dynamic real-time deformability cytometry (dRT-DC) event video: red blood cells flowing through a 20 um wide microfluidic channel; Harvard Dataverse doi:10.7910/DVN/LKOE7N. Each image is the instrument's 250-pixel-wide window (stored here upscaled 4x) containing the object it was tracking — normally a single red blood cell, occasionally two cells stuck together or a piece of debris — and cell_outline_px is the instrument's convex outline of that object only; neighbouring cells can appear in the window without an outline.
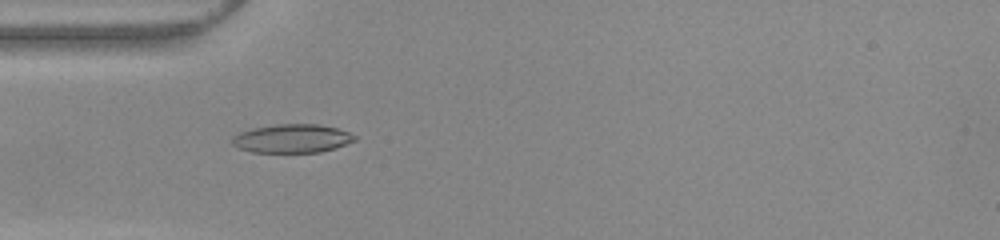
{"species": "common noctule bat (a hibernating species)", "species_latin": "Nyctalus noctula", "temperature_condition": "warm", "stored_images_in_passage": 41, "camera_frame_rate_fps": 3000, "um_per_image_px": 0.085, "animal": {"sex": "female", "body_mass_g": 22.0, "forearm_length_mm": 56.7}, "frame": {"image": 1, "passage_image": 7, "time_ms": 2.0, "image_size_px": [1000, 240], "cell_outline_px": [[356, 140], [336, 148], [320, 152], [252, 152], [240, 148], [232, 144], [232, 136], [240, 132], [252, 128], [276, 124], [320, 124], [336, 128], [348, 132], [356, 136]], "centroid_in_image_um": [24.83, 11.77], "position_along_channel_um": 60.2, "area_um2": 20.4}}
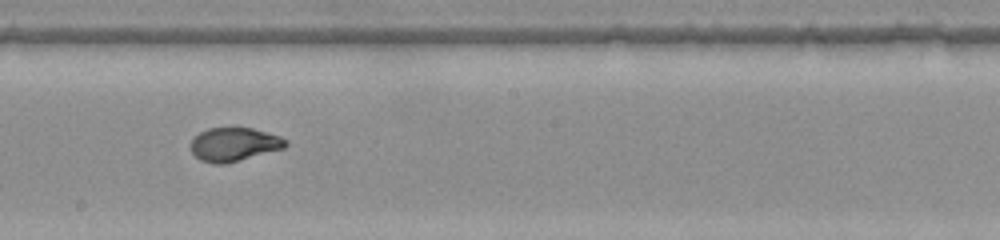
{"frame": {"image": 2, "passage_image": 20, "time_ms": 6.333, "image_size_px": [1000, 240], "cell_outline_px": [[288, 144], [284, 148], [224, 164], [212, 164], [200, 160], [192, 152], [192, 140], [200, 132], [208, 128], [252, 128], [280, 136], [288, 140]], "centroid_in_image_um": [19.91, 12.27], "position_along_channel_um": 228.3, "area_um2": 18.38}}
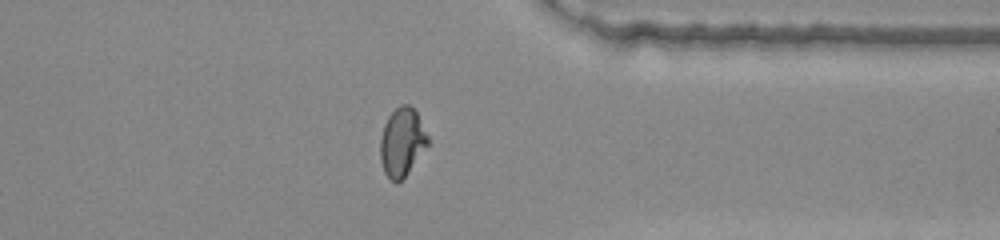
{"frame": {"image": 3, "passage_image": 32, "time_ms": 10.333, "image_size_px": [1000, 240], "cell_outline_px": [[428, 144], [404, 176], [396, 184], [384, 172], [380, 160], [380, 140], [384, 124], [388, 116], [400, 104], [408, 104], [416, 112], [428, 136]], "centroid_in_image_um": [34.14, 12.06], "position_along_channel_um": 377.3, "area_um2": 18.55}, "authors_computed_cell_mechanics": {"area_um2": 19.074, "velocity_mm_per_s": 3.9136, "shape_relaxation_time_tau1_ms": 7.1137, "shape_relaxation_time_tau2_ms": null, "deformation_change_tau1": 0.2625, "deformation_change_tau2": null}}